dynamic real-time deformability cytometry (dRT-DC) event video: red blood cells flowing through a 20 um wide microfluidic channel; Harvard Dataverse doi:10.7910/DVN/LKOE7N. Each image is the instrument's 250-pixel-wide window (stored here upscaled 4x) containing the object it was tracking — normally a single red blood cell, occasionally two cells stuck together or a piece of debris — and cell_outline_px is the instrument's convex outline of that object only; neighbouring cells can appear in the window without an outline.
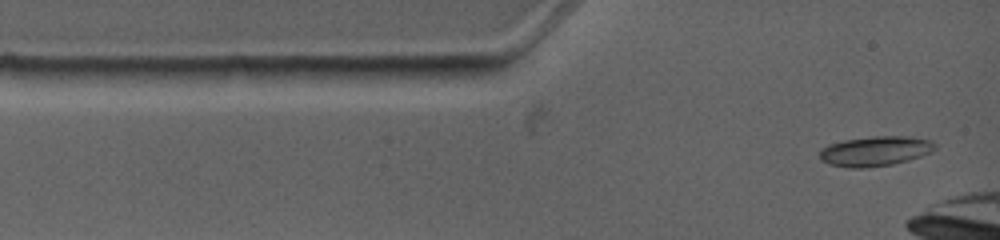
{"species": "common noctule bat (a hibernating species)", "species_latin": "Nyctalus noctula", "temperature_condition": "warm", "stored_images_in_passage": 5, "camera_frame_rate_fps": 4500, "um_per_image_px": 0.085, "animal": {"sex": "female", "body_mass_g": 19.0, "forearm_length_mm": 53.3}, "frame": {"image": 1, "passage_image": 1, "time_ms": 0.0, "image_size_px": [1000, 240], "cell_outline_px": [[936, 148], [932, 152], [908, 160], [892, 164], [864, 168], [848, 168], [828, 164], [820, 160], [820, 148], [828, 144], [844, 140], [872, 136], [912, 136], [932, 140], [936, 144]], "centroid_in_image_um": [74.39, 12.84], "position_along_channel_um": 10.6, "area_um2": 20.35}}